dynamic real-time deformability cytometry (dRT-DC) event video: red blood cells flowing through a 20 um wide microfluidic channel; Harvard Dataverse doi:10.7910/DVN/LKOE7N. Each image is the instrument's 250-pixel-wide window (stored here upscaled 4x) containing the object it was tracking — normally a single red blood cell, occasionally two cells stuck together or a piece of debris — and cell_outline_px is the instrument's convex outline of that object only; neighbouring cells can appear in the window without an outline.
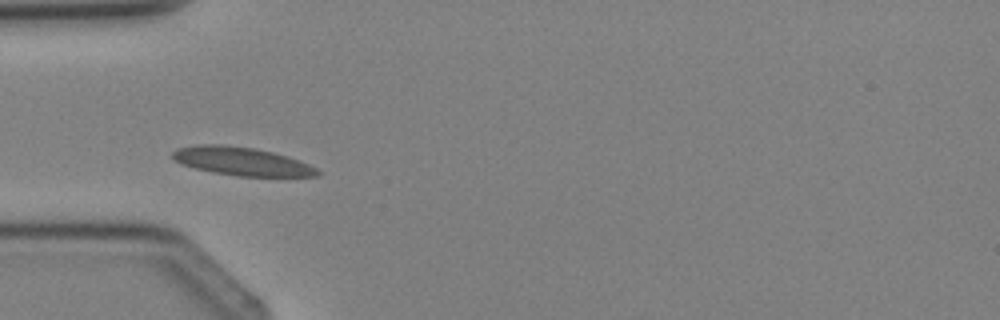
{"species": "Egyptian fruit bat (a non-hibernating species)", "species_latin": "Rousettus aegyptiacus", "temperature_condition": "cold", "stored_images_in_passage": 3, "camera_frame_rate_fps": 3000, "um_per_image_px": 0.085, "animal": {"sex": "female"}, "frame": {"image": 1, "passage_image": 2, "time_ms": 1.333, "image_size_px": [1000, 320], "cell_outline_px": [[324, 172], [320, 176], [236, 176], [212, 172], [180, 164], [172, 160], [172, 152], [176, 148], [196, 144], [224, 144], [256, 148], [288, 156], [308, 164]], "centroid_in_image_um": [20.52, 13.7], "position_along_channel_um": 64.5, "area_um2": 24.22}}
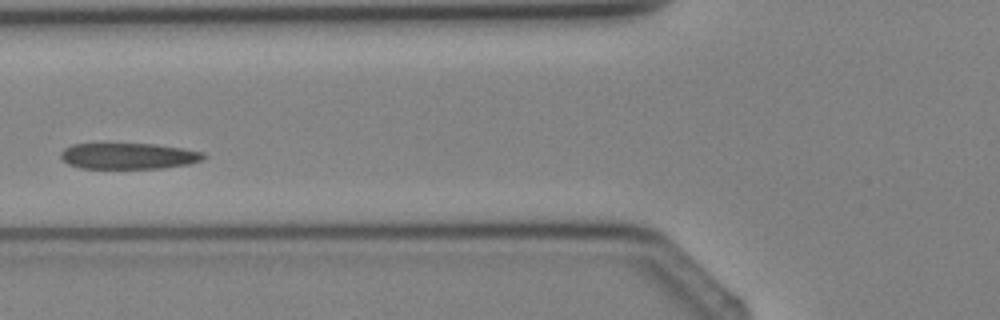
{"frame": {"image": 2, "passage_image": 3, "time_ms": 2.333, "image_size_px": [1000, 320], "cell_outline_px": [[208, 156], [200, 160], [188, 164], [164, 168], [80, 168], [68, 164], [60, 156], [60, 152], [64, 148], [72, 144], [156, 144], [184, 148], [204, 152]], "centroid_in_image_um": [10.94, 13.26], "position_along_channel_um": 114.9, "area_um2": 21.73}}